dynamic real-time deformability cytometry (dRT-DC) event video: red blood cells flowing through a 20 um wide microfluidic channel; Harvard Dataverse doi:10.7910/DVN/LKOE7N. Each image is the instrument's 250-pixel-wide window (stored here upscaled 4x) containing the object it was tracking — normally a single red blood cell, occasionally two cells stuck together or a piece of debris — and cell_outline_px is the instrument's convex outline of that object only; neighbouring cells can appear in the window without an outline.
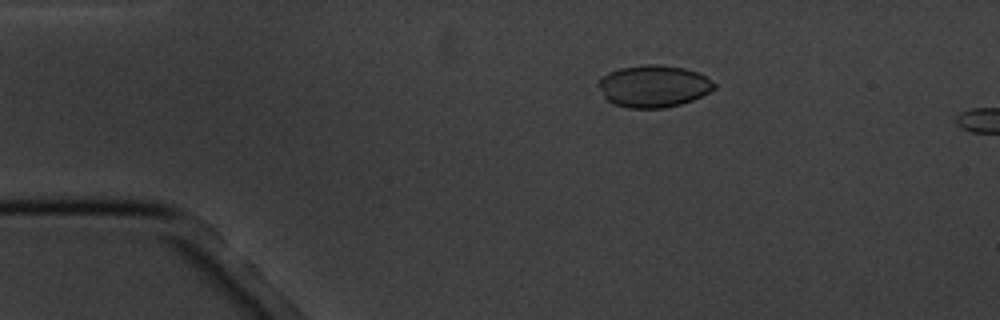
{"species": "common noctule bat (a hibernating species)", "species_latin": "Nyctalus noctula", "temperature_condition": "cold", "stored_images_in_passage": 4, "camera_frame_rate_fps": 3000, "um_per_image_px": 0.085, "animal": {"sex": "male", "body_mass_g": 20.1, "forearm_length_mm": 53.5}, "frame": {"image": 1, "passage_image": 3, "time_ms": 2.333, "image_size_px": [1000, 320], "cell_outline_px": [[716, 88], [692, 100], [680, 104], [664, 108], [628, 108], [616, 104], [608, 100], [604, 96], [596, 84], [608, 72], [620, 68], [648, 64], [656, 64], [684, 68], [700, 72], [716, 84]], "centroid_in_image_um": [55.56, 7.32], "position_along_channel_um": 29.4, "area_um2": 28.26}}